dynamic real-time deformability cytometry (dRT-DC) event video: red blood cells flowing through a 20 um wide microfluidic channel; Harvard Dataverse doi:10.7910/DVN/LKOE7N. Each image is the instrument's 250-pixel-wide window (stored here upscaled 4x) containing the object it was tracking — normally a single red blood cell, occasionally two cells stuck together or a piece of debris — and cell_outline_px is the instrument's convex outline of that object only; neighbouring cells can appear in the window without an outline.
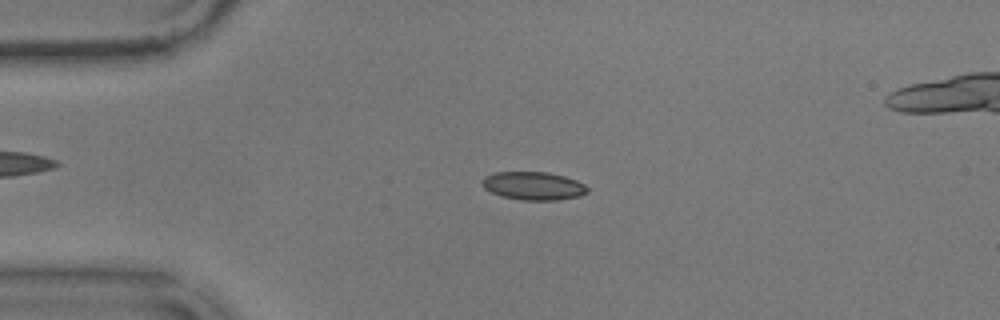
{"species": "common noctule bat (a hibernating species)", "species_latin": "Nyctalus noctula", "temperature_condition": "warm", "stored_images_in_passage": 51, "segment_of_instrument_passage": [1, 2], "camera_frame_rate_fps": 3000, "um_per_image_px": 0.085, "animal": {"sex": "male", "body_mass_g": 17.9}, "frame": {"image": 1, "passage_image": 7, "time_ms": 2.0, "image_size_px": [1000, 320], "cell_outline_px": [[588, 192], [580, 196], [556, 200], [524, 200], [504, 196], [492, 192], [484, 188], [480, 184], [480, 180], [484, 176], [496, 172], [548, 172], [564, 176], [576, 180], [584, 184], [588, 188]], "centroid_in_image_um": [45.33, 15.79], "position_along_channel_um": 39.7, "area_um2": 17.28}}
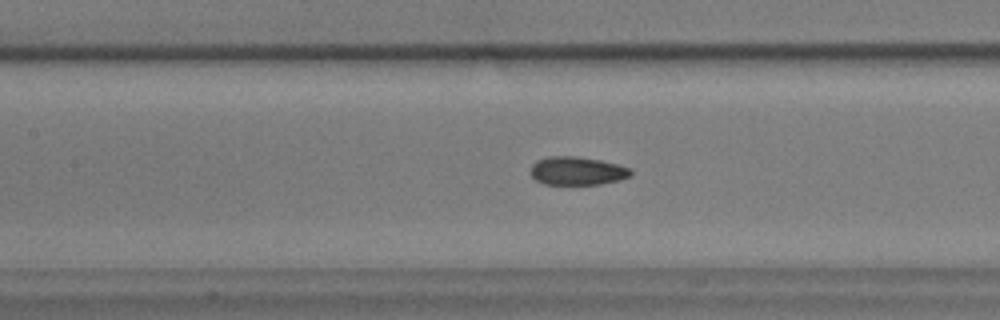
{"frame": {"image": 2, "passage_image": 19, "time_ms": 6.0, "image_size_px": [1000, 320], "cell_outline_px": [[632, 176], [620, 180], [600, 184], [544, 184], [536, 180], [528, 172], [532, 164], [536, 160], [548, 156], [576, 156], [600, 160], [632, 168]], "centroid_in_image_um": [49.05, 14.52], "position_along_channel_um": 158.4, "area_um2": 16.76}}
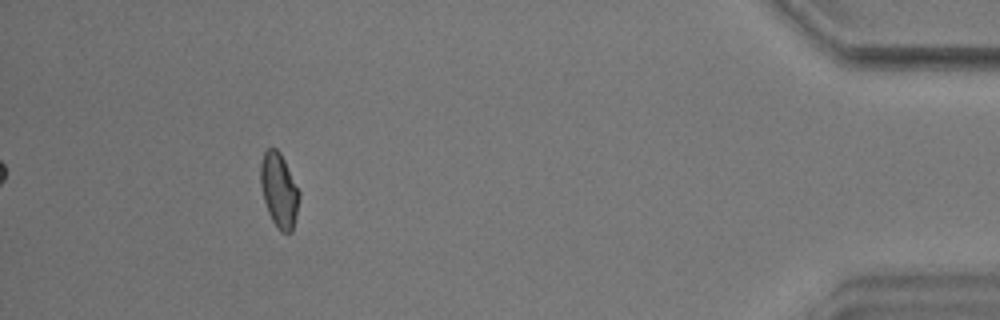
{"frame": {"image": 3, "passage_image": 45, "time_ms": 14.667, "image_size_px": [1000, 320], "cell_outline_px": [[300, 196], [296, 216], [292, 232], [284, 232], [272, 220], [268, 212], [264, 200], [260, 184], [260, 164], [264, 152], [268, 148], [276, 148], [280, 152], [300, 192]], "centroid_in_image_um": [23.71, 16.14], "position_along_channel_um": 411.5, "area_um2": 16.53}}